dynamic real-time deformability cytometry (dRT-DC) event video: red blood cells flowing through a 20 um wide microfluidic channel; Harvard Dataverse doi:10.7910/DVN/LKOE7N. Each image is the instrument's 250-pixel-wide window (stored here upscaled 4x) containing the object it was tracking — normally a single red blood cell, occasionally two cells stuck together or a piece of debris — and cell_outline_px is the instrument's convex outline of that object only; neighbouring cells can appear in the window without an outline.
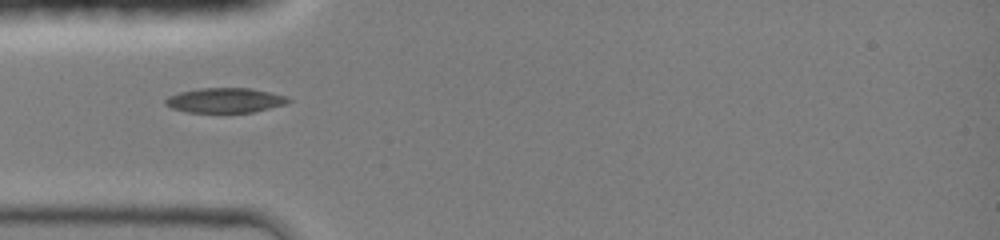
{"species": "common noctule bat (a hibernating species)", "species_latin": "Nyctalus noctula", "temperature_condition": "room temperature", "stored_images_in_passage": 6, "camera_frame_rate_fps": 3000, "um_per_image_px": 0.085, "animal": {"sex": "female", "body_mass_g": 19.0, "forearm_length_mm": 51.5}, "frame": {"image": 1, "passage_image": 1, "time_ms": 0.0, "image_size_px": [1000, 240], "cell_outline_px": [[292, 100], [284, 104], [252, 112], [188, 112], [172, 108], [164, 104], [164, 100], [168, 96], [180, 92], [200, 88], [252, 88], [288, 96]], "centroid_in_image_um": [19.12, 8.52], "position_along_channel_um": 65.9, "area_um2": 17.69}}
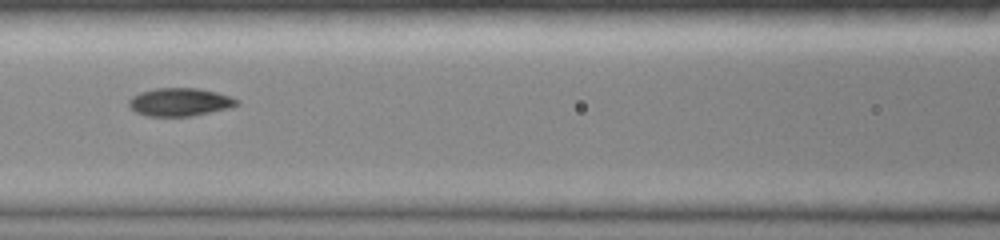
{"frame": {"image": 2, "passage_image": 3, "time_ms": 2.0, "image_size_px": [1000, 240], "cell_outline_px": [[240, 104], [232, 108], [192, 116], [148, 116], [136, 112], [128, 104], [128, 100], [132, 96], [140, 92], [156, 88], [200, 88], [216, 92], [240, 100]], "centroid_in_image_um": [15.32, 8.67], "position_along_channel_um": 151.3, "area_um2": 17.8}}
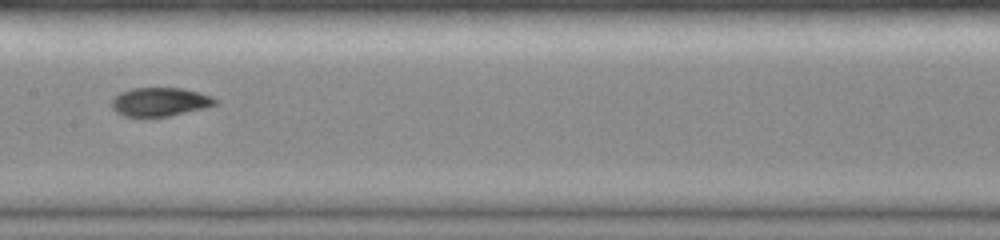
{"frame": {"image": 3, "passage_image": 4, "time_ms": 3.0, "image_size_px": [1000, 240], "cell_outline_px": [[216, 104], [204, 108], [168, 116], [148, 120], [124, 116], [116, 112], [112, 108], [112, 100], [120, 92], [132, 88], [184, 88], [200, 92], [212, 96], [216, 100]], "centroid_in_image_um": [13.55, 8.69], "position_along_channel_um": 193.8, "area_um2": 17.8}}